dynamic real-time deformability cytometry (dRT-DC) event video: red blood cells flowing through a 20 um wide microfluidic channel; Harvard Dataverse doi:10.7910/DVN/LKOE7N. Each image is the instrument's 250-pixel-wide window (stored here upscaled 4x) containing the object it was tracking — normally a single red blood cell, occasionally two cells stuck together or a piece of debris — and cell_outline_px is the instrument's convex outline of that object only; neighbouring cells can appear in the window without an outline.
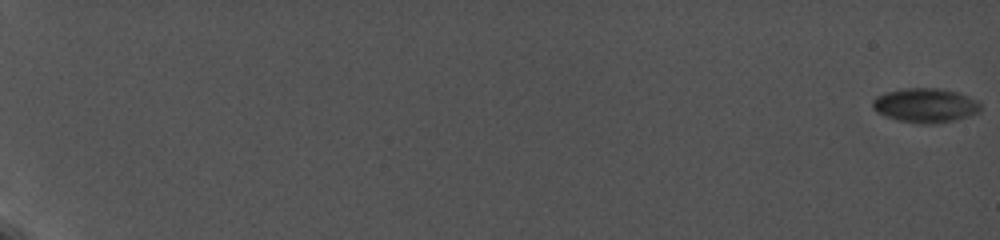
{"species": "common noctule bat (a hibernating species)", "species_latin": "Nyctalus noctula", "temperature_condition": "cold", "stored_images_in_passage": 26, "camera_frame_rate_fps": 5000, "um_per_image_px": 0.085, "animal": {"sex": "female", "body_mass_g": 19.0, "forearm_length_mm": 56.7}, "frame": {"image": 1, "passage_image": 1, "time_ms": 0.0, "image_size_px": [1000, 240], "cell_outline_px": [[980, 112], [968, 116], [952, 120], [928, 124], [920, 124], [900, 120], [876, 112], [872, 108], [872, 100], [876, 96], [884, 92], [904, 88], [936, 88], [956, 92], [968, 96], [976, 100], [980, 104]], "centroid_in_image_um": [78.62, 8.94], "position_along_channel_um": 6.4, "area_um2": 21.39}}
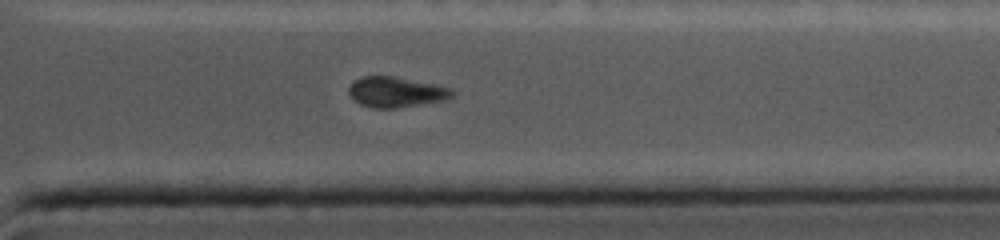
{"frame": {"image": 2, "passage_image": 24, "time_ms": 17.0, "image_size_px": [1000, 240], "cell_outline_px": [[456, 92], [452, 96], [444, 100], [396, 108], [372, 108], [360, 104], [348, 92], [348, 88], [360, 76], [392, 76], [452, 88]], "centroid_in_image_um": [33.66, 7.83], "position_along_channel_um": 377.7, "area_um2": 18.03}}
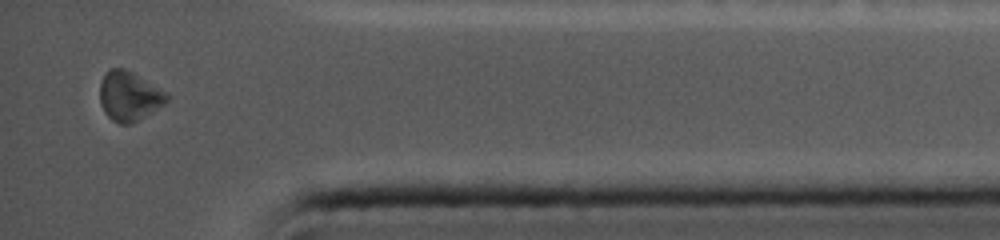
{"frame": {"image": 3, "passage_image": 26, "time_ms": 18.4, "image_size_px": [1000, 240], "cell_outline_px": [[168, 100], [164, 104], [132, 124], [120, 124], [112, 120], [104, 112], [100, 100], [100, 80], [112, 68], [124, 68], [132, 72], [168, 92]], "centroid_in_image_um": [10.98, 8.18], "position_along_channel_um": 424.2, "area_um2": 19.19}}